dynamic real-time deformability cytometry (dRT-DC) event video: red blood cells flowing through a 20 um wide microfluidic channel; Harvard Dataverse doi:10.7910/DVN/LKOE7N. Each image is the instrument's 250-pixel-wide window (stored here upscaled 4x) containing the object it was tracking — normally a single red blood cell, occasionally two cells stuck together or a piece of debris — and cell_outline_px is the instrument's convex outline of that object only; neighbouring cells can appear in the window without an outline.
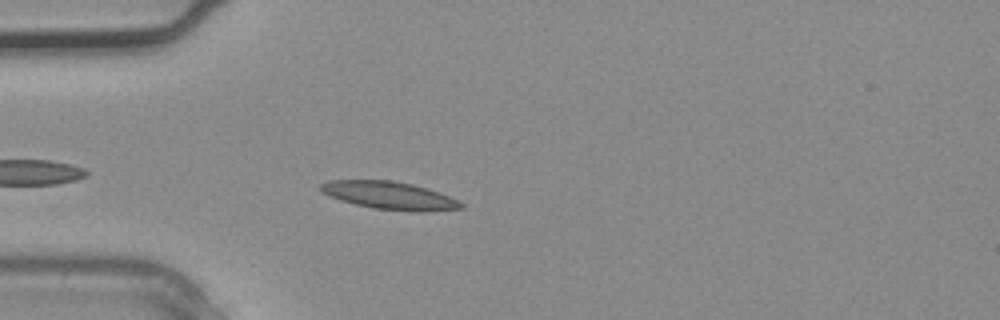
{"species": "common noctule bat (a hibernating species)", "species_latin": "Nyctalus noctula", "temperature_condition": "warm", "stored_images_in_passage": 2, "camera_frame_rate_fps": 3000, "um_per_image_px": 0.085, "animal": {"sex": "male", "body_mass_g": 20.4}, "frame": {"image": 1, "passage_image": 2, "time_ms": 0.333, "image_size_px": [1000, 320], "cell_outline_px": [[464, 208], [428, 212], [416, 212], [376, 208], [356, 204], [340, 200], [320, 192], [320, 184], [332, 180], [392, 180], [412, 184], [440, 192], [464, 204]], "centroid_in_image_um": [33.13, 16.62], "position_along_channel_um": 51.9, "area_um2": 22.66}}